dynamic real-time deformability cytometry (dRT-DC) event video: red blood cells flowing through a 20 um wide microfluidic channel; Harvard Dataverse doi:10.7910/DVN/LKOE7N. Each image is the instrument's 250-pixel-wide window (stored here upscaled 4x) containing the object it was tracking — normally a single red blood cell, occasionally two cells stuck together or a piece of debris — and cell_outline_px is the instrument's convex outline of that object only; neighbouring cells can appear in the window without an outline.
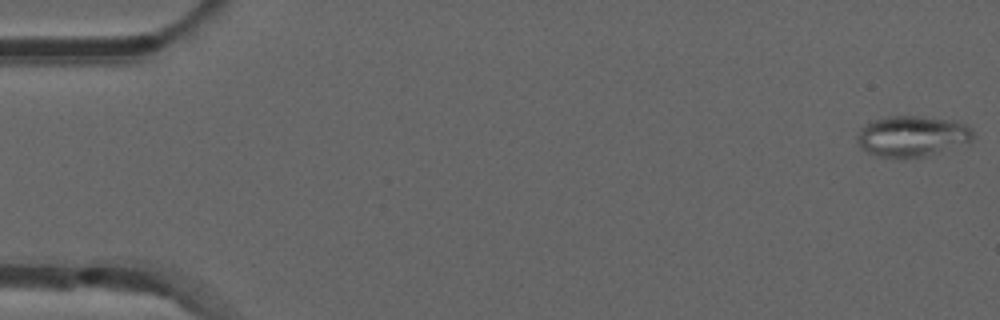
{"species": "common noctule bat (a hibernating species)", "species_latin": "Nyctalus noctula", "temperature_condition": "room temperature", "stored_images_in_passage": 53, "camera_frame_rate_fps": 3000, "um_per_image_px": 0.085, "animal": {"sex": "male", "forearm_length_mm": 52.5}, "frame": {"image": 1, "passage_image": 1, "time_ms": 0.0, "image_size_px": [1000, 320], "cell_outline_px": [[976, 136], [968, 144], [924, 156], [904, 160], [876, 156], [860, 148], [856, 140], [856, 136], [860, 128], [864, 124], [872, 120], [888, 116], [912, 116], [956, 120], [968, 124], [972, 128]], "centroid_in_image_um": [77.55, 11.59], "position_along_channel_um": 7.5, "area_um2": 28.5}}
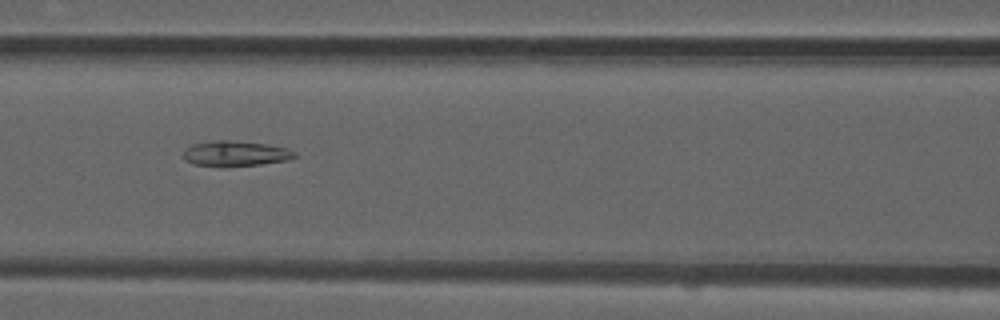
{"frame": {"image": 2, "passage_image": 23, "time_ms": 7.333, "image_size_px": [1000, 320], "cell_outline_px": [[296, 156], [284, 160], [260, 164], [220, 168], [192, 164], [184, 160], [184, 148], [192, 144], [212, 140], [236, 140], [268, 144], [284, 148], [296, 152]], "centroid_in_image_um": [19.92, 13.06], "position_along_channel_um": 146.7, "area_um2": 16.76}}
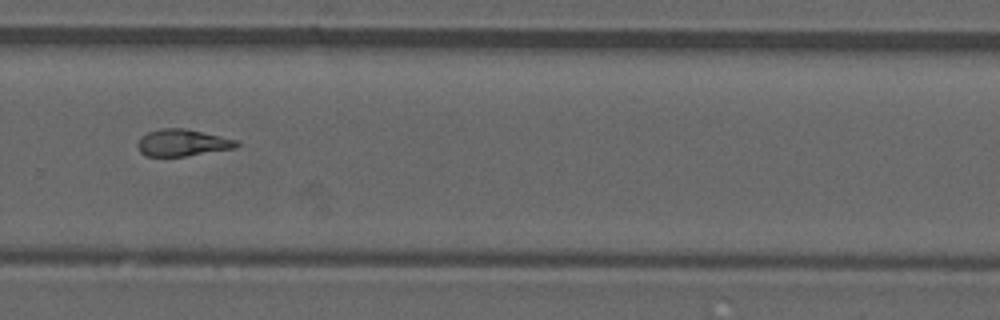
{"frame": {"image": 3, "passage_image": 36, "time_ms": 11.667, "image_size_px": [1000, 320], "cell_outline_px": [[240, 144], [236, 148], [184, 156], [144, 156], [140, 152], [136, 144], [140, 136], [148, 132], [160, 128], [184, 128], [240, 140]], "centroid_in_image_um": [15.5, 12.13], "position_along_channel_um": 314.3, "area_um2": 15.66}, "authors_computed_cell_mechanics": {"area_um2": 16.184, "velocity_mm_per_s": 3.8802, "shape_relaxation_time_tau1_ms": null, "shape_relaxation_time_tau2_ms": 4.2761, "deformation_change_tau1": null, "deformation_change_tau2": 0.1404}}